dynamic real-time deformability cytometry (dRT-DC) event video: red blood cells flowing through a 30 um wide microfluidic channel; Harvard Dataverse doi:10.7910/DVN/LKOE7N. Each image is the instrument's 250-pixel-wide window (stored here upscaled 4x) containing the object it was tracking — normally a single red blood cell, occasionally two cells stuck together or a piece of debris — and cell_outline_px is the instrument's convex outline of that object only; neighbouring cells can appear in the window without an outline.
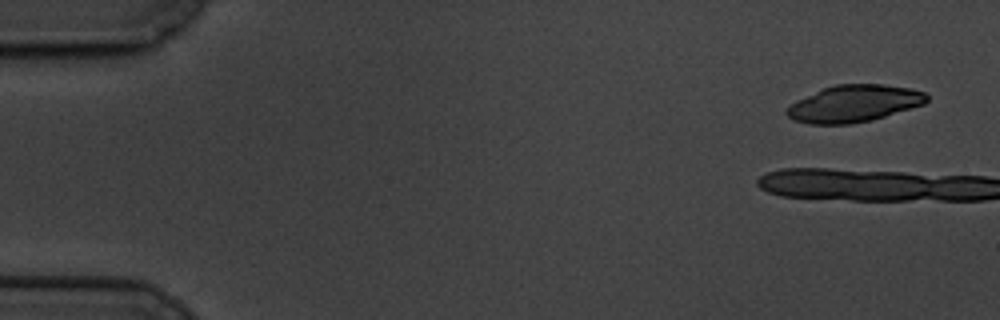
{"species": "common noctule bat (a hibernating species)", "species_latin": "Nyctalus noctula", "temperature_condition": "cold", "stored_images_in_passage": 6, "camera_frame_rate_fps": 3000, "um_per_image_px": 0.085, "animal": {"sex": "male", "body_mass_g": 19.5, "forearm_length_mm": 54.6}, "frame": {"image": 1, "passage_image": 1, "time_ms": 0.0, "image_size_px": [1000, 320], "cell_outline_px": [[928, 100], [924, 104], [872, 120], [852, 124], [808, 124], [792, 120], [784, 112], [796, 100], [824, 88], [836, 84], [884, 84], [912, 88], [924, 92], [928, 96]], "centroid_in_image_um": [72.59, 8.81], "position_along_channel_um": 12.4, "area_um2": 30.17}}
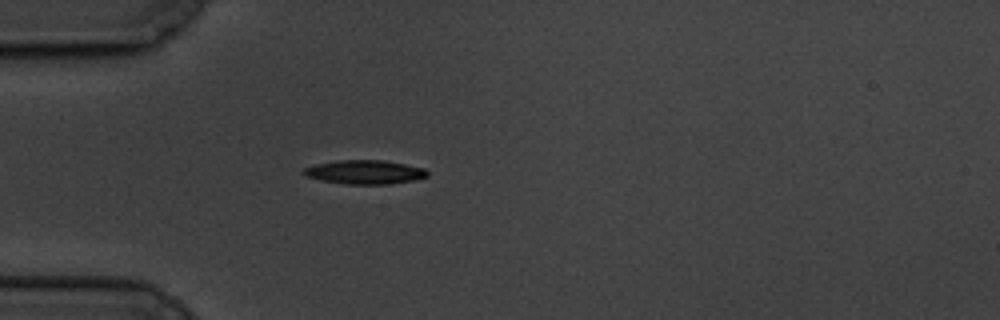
{"frame": {"image": 2, "passage_image": 6, "time_ms": 6.333, "image_size_px": [1000, 320], "cell_outline_px": [[428, 176], [412, 180], [388, 184], [344, 184], [304, 176], [300, 172], [304, 168], [316, 164], [336, 160], [384, 160], [424, 168], [428, 172]], "centroid_in_image_um": [30.96, 14.62], "position_along_channel_um": 54.0, "area_um2": 17.17}}